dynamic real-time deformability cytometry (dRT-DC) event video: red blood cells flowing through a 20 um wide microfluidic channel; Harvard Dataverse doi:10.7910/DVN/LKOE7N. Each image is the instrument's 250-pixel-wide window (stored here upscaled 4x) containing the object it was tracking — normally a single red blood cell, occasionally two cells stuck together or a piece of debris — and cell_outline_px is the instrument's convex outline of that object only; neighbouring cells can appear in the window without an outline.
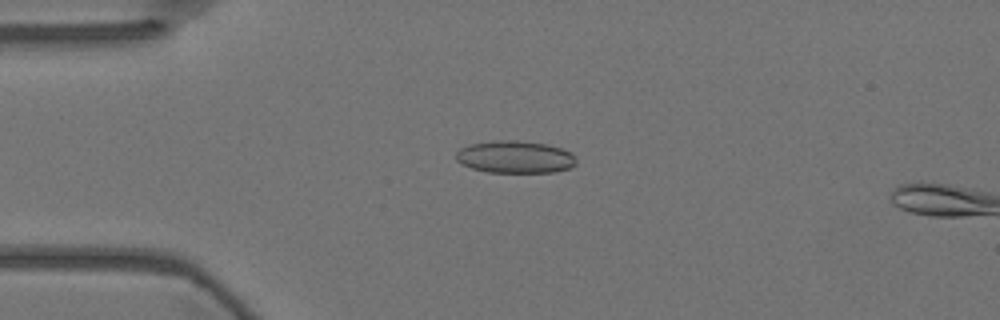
{"species": "Egyptian fruit bat (a non-hibernating species)", "species_latin": "Rousettus aegyptiacus", "temperature_condition": "warm", "stored_images_in_passage": 3, "camera_frame_rate_fps": 3000, "um_per_image_px": 0.085, "animal": {"sex": "female"}, "frame": {"image": 1, "passage_image": 1, "time_ms": 0.0, "image_size_px": [1000, 320], "cell_outline_px": [[576, 164], [568, 168], [556, 172], [488, 172], [472, 168], [460, 164], [456, 160], [456, 152], [460, 148], [468, 144], [492, 140], [516, 140], [548, 144], [572, 152], [576, 160]], "centroid_in_image_um": [43.76, 13.33], "position_along_channel_um": 41.2, "area_um2": 22.89}}